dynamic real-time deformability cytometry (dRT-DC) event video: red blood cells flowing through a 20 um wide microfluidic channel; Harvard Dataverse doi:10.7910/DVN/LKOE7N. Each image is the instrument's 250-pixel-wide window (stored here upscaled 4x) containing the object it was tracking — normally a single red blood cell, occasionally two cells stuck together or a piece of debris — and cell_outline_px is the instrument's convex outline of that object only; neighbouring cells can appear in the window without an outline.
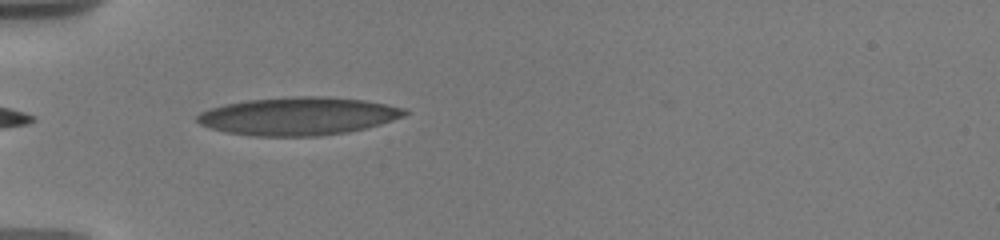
{"species": "human", "species_latin": "Homo sapiens", "temperature_condition": "warm", "stored_images_in_passage": 8, "camera_frame_rate_fps": 3000, "um_per_image_px": 0.085, "donor": {"sex": "male"}, "frame": {"image": 1, "passage_image": 1, "time_ms": 0.0, "image_size_px": [1000, 240], "cell_outline_px": [[408, 112], [404, 116], [380, 124], [348, 132], [320, 136], [256, 136], [224, 132], [200, 124], [196, 120], [196, 116], [200, 112], [224, 104], [248, 100], [292, 96], [328, 96], [364, 100], [404, 108]], "centroid_in_image_um": [25.34, 9.87], "position_along_channel_um": 59.7, "area_um2": 45.84}}
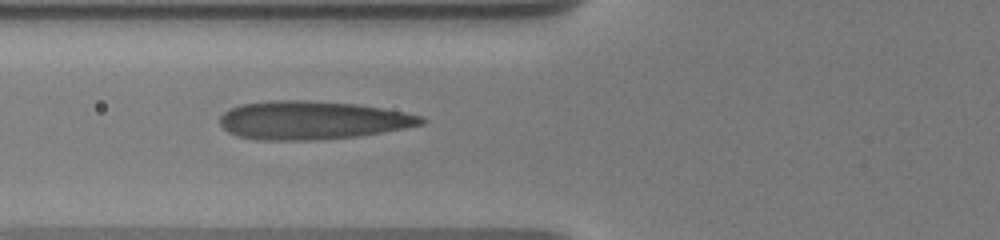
{"frame": {"image": 2, "passage_image": 5, "time_ms": 1.333, "image_size_px": [1000, 240], "cell_outline_px": [[428, 120], [424, 124], [404, 128], [356, 136], [312, 140], [256, 140], [236, 136], [228, 132], [220, 124], [220, 116], [224, 112], [240, 104], [272, 100], [308, 100], [356, 104], [384, 108], [424, 116]], "centroid_in_image_um": [26.53, 10.21], "position_along_channel_um": 99.3, "area_um2": 45.14}}
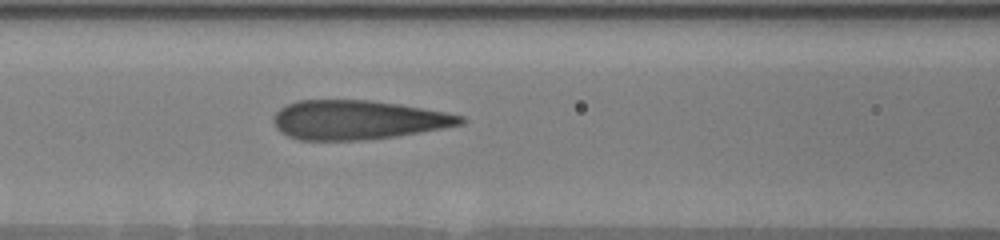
{"frame": {"image": 3, "passage_image": 7, "time_ms": 2.333, "image_size_px": [1000, 240], "cell_outline_px": [[468, 120], [464, 124], [420, 132], [396, 136], [364, 140], [296, 140], [280, 132], [276, 128], [272, 120], [272, 116], [280, 108], [296, 100], [368, 100], [400, 104], [444, 112], [464, 116]], "centroid_in_image_um": [30.38, 10.19], "position_along_channel_um": 136.2, "area_um2": 42.89}}